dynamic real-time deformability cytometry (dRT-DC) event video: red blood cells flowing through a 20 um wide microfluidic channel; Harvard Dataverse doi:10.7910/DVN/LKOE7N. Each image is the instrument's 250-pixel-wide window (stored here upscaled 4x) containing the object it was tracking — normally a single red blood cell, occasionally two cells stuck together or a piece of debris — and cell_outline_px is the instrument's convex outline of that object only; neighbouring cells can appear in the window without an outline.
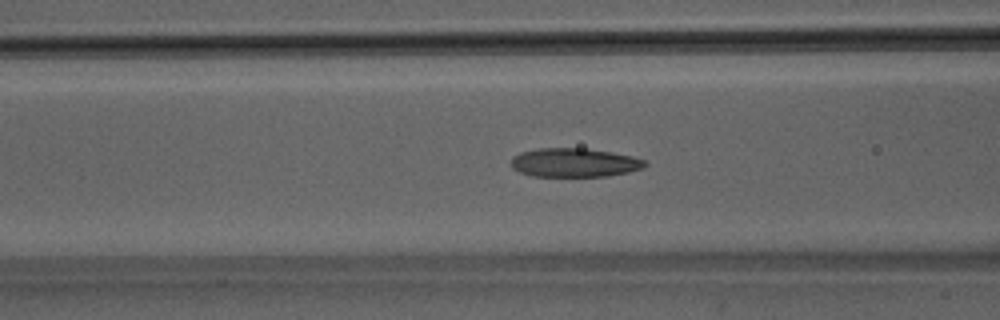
{"species": "Egyptian fruit bat (a non-hibernating species)", "species_latin": "Rousettus aegyptiacus", "temperature_condition": "room temperature", "stored_images_in_passage": 37, "camera_frame_rate_fps": 3000, "um_per_image_px": 0.085, "animal": {"sex": "male"}, "frame": {"image": 1, "passage_image": 7, "time_ms": 2.0, "image_size_px": [1000, 320], "cell_outline_px": [[648, 164], [644, 168], [628, 172], [608, 176], [532, 176], [520, 172], [512, 168], [512, 156], [520, 152], [540, 148], [584, 148], [612, 152], [632, 156], [644, 160]], "centroid_in_image_um": [48.83, 13.82], "position_along_channel_um": 117.8, "area_um2": 22.54}}
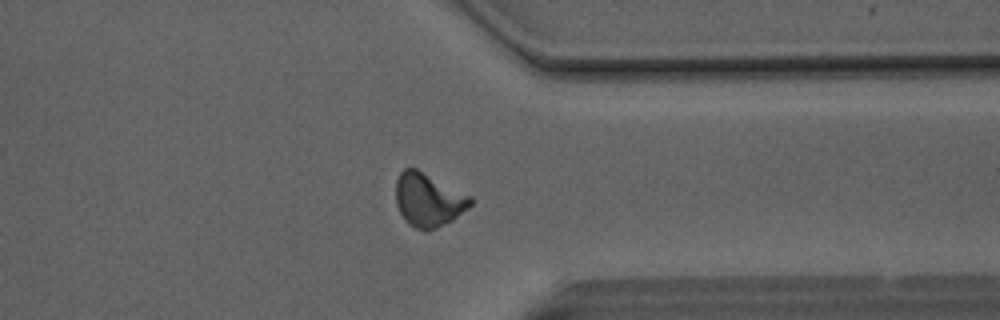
{"frame": {"image": 2, "passage_image": 26, "time_ms": 8.333, "image_size_px": [1000, 320], "cell_outline_px": [[472, 204], [468, 208], [452, 220], [436, 228], [424, 232], [408, 224], [404, 220], [396, 204], [396, 180], [400, 172], [404, 168], [416, 168], [472, 196]], "centroid_in_image_um": [36.4, 16.99], "position_along_channel_um": 375.0, "area_um2": 23.35}}
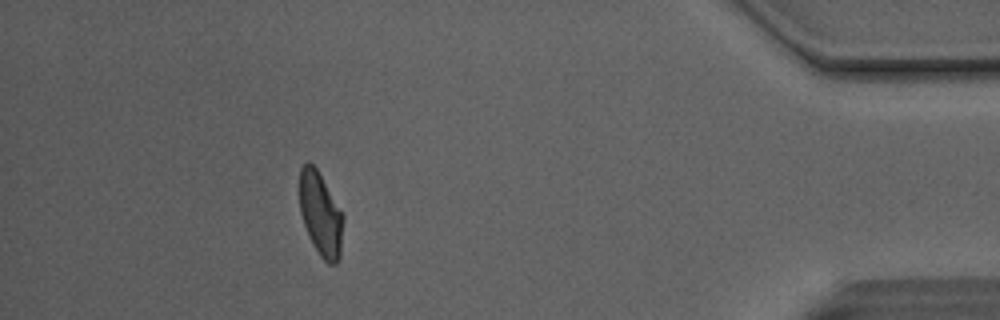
{"frame": {"image": 3, "passage_image": 32, "time_ms": 10.333, "image_size_px": [1000, 320], "cell_outline_px": [[344, 220], [340, 256], [336, 264], [328, 264], [320, 256], [312, 244], [304, 224], [300, 212], [300, 168], [308, 160], [316, 168], [344, 212]], "centroid_in_image_um": [27.28, 18.21], "position_along_channel_um": 407.9, "area_um2": 21.56}, "authors_computed_cell_mechanics": {"area_um2": 22.4264, "velocity_mm_per_s": 4.1225, "shape_relaxation_time_tau1_ms": 7.3765, "shape_relaxation_time_tau2_ms": 2.2353, "deformation_change_tau1": 0.1947, "deformation_change_tau2": 0.1}}